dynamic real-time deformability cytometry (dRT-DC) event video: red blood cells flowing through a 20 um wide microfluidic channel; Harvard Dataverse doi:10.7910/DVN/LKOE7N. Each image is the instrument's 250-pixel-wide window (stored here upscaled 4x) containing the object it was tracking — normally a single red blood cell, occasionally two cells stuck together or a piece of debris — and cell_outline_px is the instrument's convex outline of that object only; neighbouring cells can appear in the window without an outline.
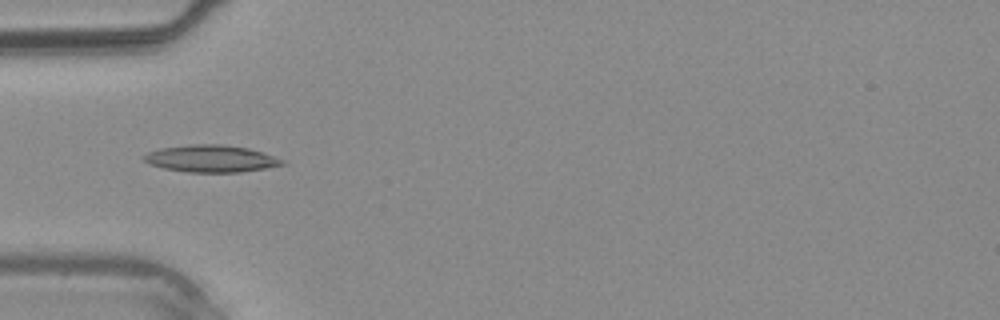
{"species": "common noctule bat (a hibernating species)", "species_latin": "Nyctalus noctula", "temperature_condition": "warm", "stored_images_in_passage": 5, "camera_frame_rate_fps": 3000, "um_per_image_px": 0.085, "animal": {"sex": "male", "body_mass_g": 20.4}, "frame": {"image": 1, "passage_image": 4, "time_ms": 3.667, "image_size_px": [1000, 320], "cell_outline_px": [[284, 164], [264, 168], [240, 172], [188, 172], [164, 168], [148, 164], [144, 160], [144, 156], [148, 152], [160, 148], [188, 144], [224, 144], [248, 148], [264, 152], [284, 160]], "centroid_in_image_um": [17.93, 13.47], "position_along_channel_um": 67.1, "area_um2": 21.79}}